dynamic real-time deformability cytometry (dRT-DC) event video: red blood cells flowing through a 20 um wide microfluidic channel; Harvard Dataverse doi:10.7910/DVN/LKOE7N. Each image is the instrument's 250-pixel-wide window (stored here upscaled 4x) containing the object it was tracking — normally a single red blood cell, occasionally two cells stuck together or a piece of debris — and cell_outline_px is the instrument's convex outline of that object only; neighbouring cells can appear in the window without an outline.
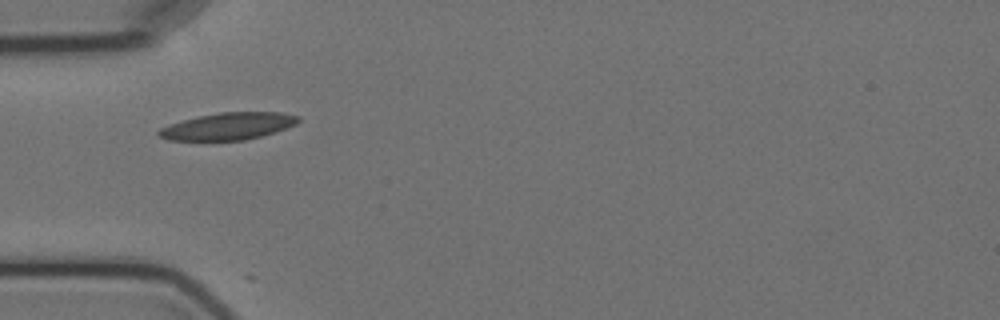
{"species": "Egyptian fruit bat (a non-hibernating species)", "species_latin": "Rousettus aegyptiacus", "temperature_condition": "cold", "stored_images_in_passage": 7, "camera_frame_rate_fps": 3000, "um_per_image_px": 0.085, "animal": {"sex": "female"}, "frame": {"image": 1, "passage_image": 1, "time_ms": 0.0, "image_size_px": [1000, 320], "cell_outline_px": [[300, 120], [296, 124], [276, 132], [244, 140], [168, 140], [160, 136], [156, 132], [160, 128], [196, 116], [220, 112], [280, 112], [300, 116]], "centroid_in_image_um": [19.42, 10.72], "position_along_channel_um": 65.6, "area_um2": 21.91}}
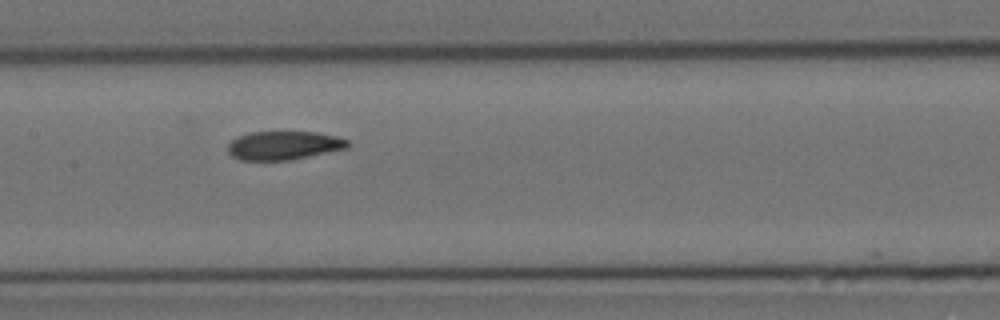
{"frame": {"image": 2, "passage_image": 4, "time_ms": 3.333, "image_size_px": [1000, 320], "cell_outline_px": [[352, 144], [348, 148], [288, 160], [240, 160], [232, 156], [228, 152], [228, 144], [236, 136], [248, 132], [316, 132], [336, 136], [348, 140]], "centroid_in_image_um": [24.11, 12.35], "position_along_channel_um": 183.3, "area_um2": 20.06}}
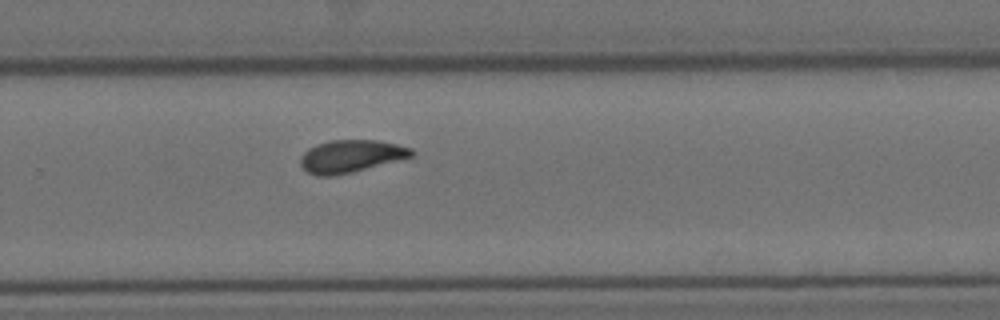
{"frame": {"image": 3, "passage_image": 7, "time_ms": 6.667, "image_size_px": [1000, 320], "cell_outline_px": [[416, 152], [412, 156], [352, 172], [332, 176], [316, 176], [308, 172], [300, 164], [300, 156], [308, 148], [316, 144], [332, 140], [376, 140], [396, 144], [412, 148]], "centroid_in_image_um": [29.8, 13.27], "position_along_channel_um": 300.0, "area_um2": 20.92}}